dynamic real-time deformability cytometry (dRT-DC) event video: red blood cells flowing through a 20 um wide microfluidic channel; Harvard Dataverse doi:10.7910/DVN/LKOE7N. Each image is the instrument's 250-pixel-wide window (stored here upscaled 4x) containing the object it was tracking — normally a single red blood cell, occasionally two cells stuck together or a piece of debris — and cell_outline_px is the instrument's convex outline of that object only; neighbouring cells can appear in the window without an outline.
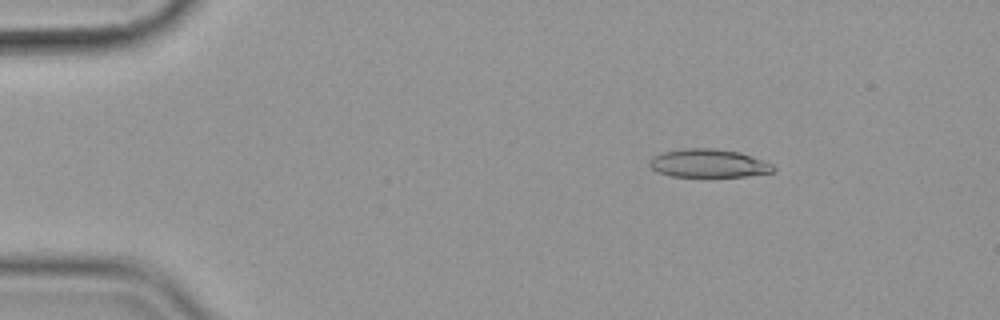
{"species": "common noctule bat (a hibernating species)", "species_latin": "Nyctalus noctula", "temperature_condition": "cold", "stored_images_in_passage": 55, "camera_frame_rate_fps": 3000, "um_per_image_px": 0.085, "animal": {"sex": "female", "body_mass_g": 19.9}, "frame": {"image": 1, "passage_image": 8, "time_ms": 2.333, "image_size_px": [1000, 320], "cell_outline_px": [[776, 168], [772, 172], [744, 176], [672, 176], [656, 172], [648, 164], [648, 160], [652, 156], [664, 152], [680, 148], [712, 148], [740, 152], [752, 156], [772, 164]], "centroid_in_image_um": [60.18, 13.87], "position_along_channel_um": 24.8, "area_um2": 20.4}}
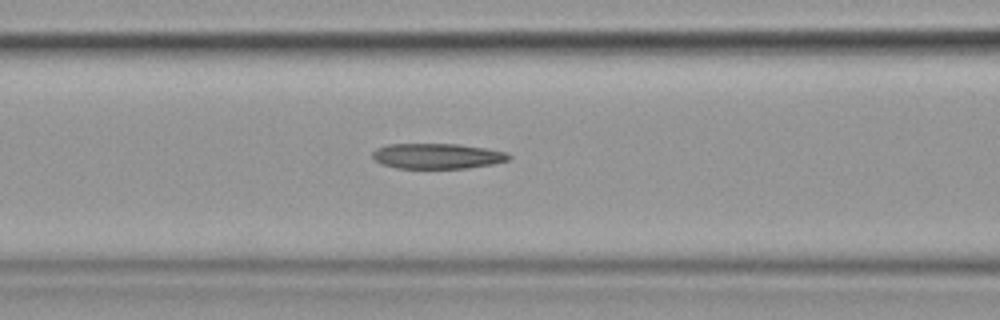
{"frame": {"image": 2, "passage_image": 23, "time_ms": 7.333, "image_size_px": [1000, 320], "cell_outline_px": [[512, 156], [508, 160], [492, 164], [468, 168], [396, 168], [380, 164], [372, 156], [372, 152], [376, 148], [388, 144], [460, 144], [508, 152]], "centroid_in_image_um": [37.16, 13.26], "position_along_channel_um": 129.4, "area_um2": 20.23}}
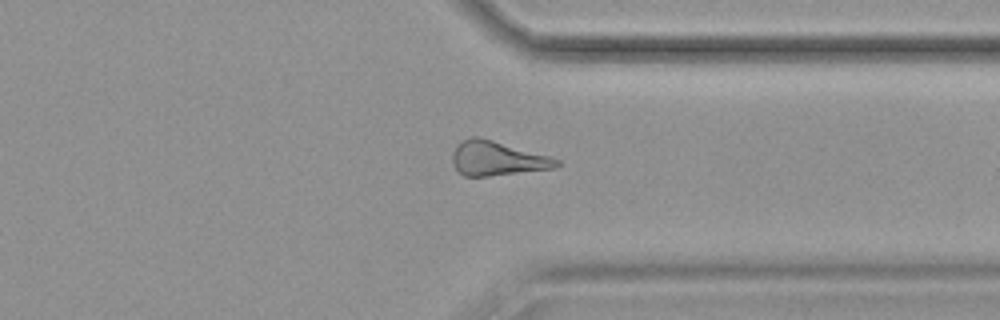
{"frame": {"image": 3, "passage_image": 43, "time_ms": 14.0, "image_size_px": [1000, 320], "cell_outline_px": [[560, 164], [556, 168], [488, 176], [464, 176], [452, 164], [452, 152], [456, 144], [460, 140], [472, 136], [476, 136], [492, 140], [548, 156], [560, 160]], "centroid_in_image_um": [42.21, 13.46], "position_along_channel_um": 369.2, "area_um2": 20.75}, "authors_computed_cell_mechanics": {"area_um2": 20.7502, "velocity_mm_per_s": 3.6064, "shape_relaxation_time_tau1_ms": 10.4047, "shape_relaxation_time_tau2_ms": null, "deformation_change_tau1": 0.2359, "deformation_change_tau2": null}}